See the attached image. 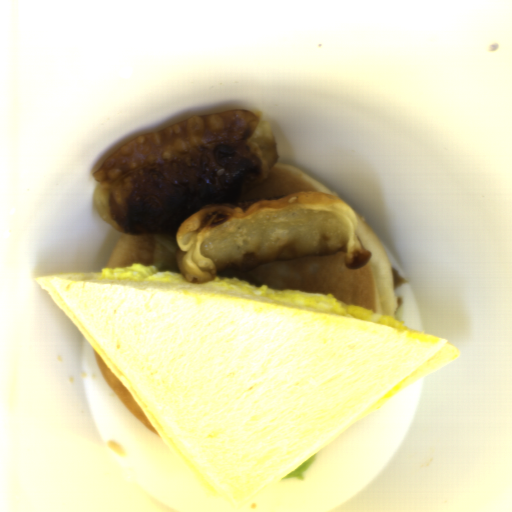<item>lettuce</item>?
I'll use <instances>...</instances> for the list:
<instances>
[{"instance_id": "obj_1", "label": "lettuce", "mask_w": 512, "mask_h": 512, "mask_svg": "<svg viewBox=\"0 0 512 512\" xmlns=\"http://www.w3.org/2000/svg\"><path fill=\"white\" fill-rule=\"evenodd\" d=\"M158 245L153 253L151 266L157 272L180 273L175 262V255L178 248L176 233H153Z\"/></svg>"}, {"instance_id": "obj_2", "label": "lettuce", "mask_w": 512, "mask_h": 512, "mask_svg": "<svg viewBox=\"0 0 512 512\" xmlns=\"http://www.w3.org/2000/svg\"><path fill=\"white\" fill-rule=\"evenodd\" d=\"M316 459V454L310 455L281 479H297L301 482L305 479V473L314 465Z\"/></svg>"}]
</instances>
